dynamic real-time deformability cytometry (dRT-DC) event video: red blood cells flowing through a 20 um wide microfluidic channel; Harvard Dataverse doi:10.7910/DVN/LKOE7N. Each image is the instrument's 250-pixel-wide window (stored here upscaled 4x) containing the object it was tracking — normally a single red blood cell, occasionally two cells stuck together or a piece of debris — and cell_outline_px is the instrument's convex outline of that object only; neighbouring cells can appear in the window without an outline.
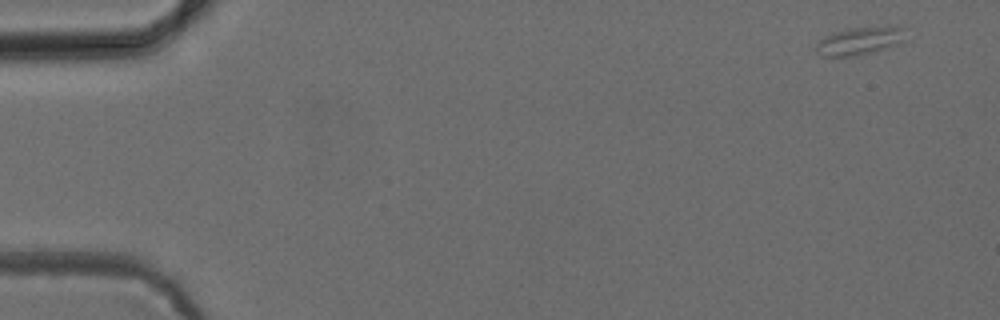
{"species": "common noctule bat (a hibernating species)", "species_latin": "Nyctalus noctula", "temperature_condition": "cold", "stored_images_in_passage": 4, "camera_frame_rate_fps": 3000, "um_per_image_px": 0.085, "animal": {"sex": "female", "body_mass_g": 24.6, "forearm_length_mm": 56.2}, "frame": {"image": 1, "passage_image": 1, "time_ms": 0.0, "image_size_px": [1000, 320], "cell_outline_px": [[904, 40], [884, 48], [868, 52], [848, 56], [824, 56], [816, 52], [812, 48], [824, 36], [836, 32], [852, 28], [888, 24], [904, 28]], "centroid_in_image_um": [73.05, 3.43], "position_along_channel_um": 12.0, "area_um2": 14.39}}
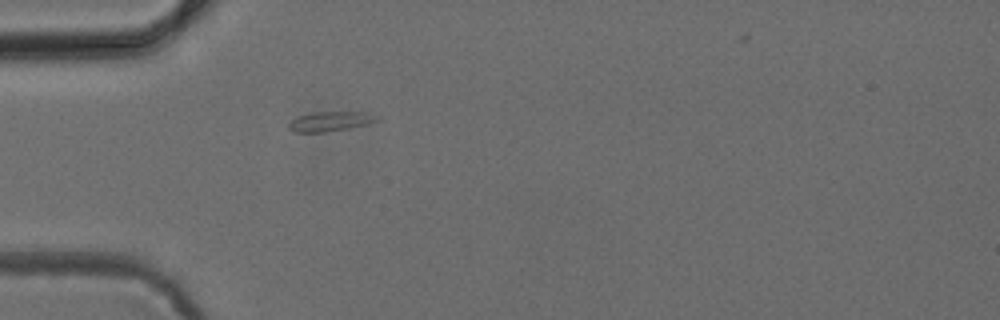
{"frame": {"image": 2, "passage_image": 4, "time_ms": 4.333, "image_size_px": [1000, 320], "cell_outline_px": [[380, 120], [368, 124], [348, 128], [324, 132], [296, 132], [288, 128], [288, 124], [292, 120], [300, 116], [312, 112], [368, 112], [380, 116]], "centroid_in_image_um": [28.14, 10.31], "position_along_channel_um": 56.9, "area_um2": 10.12}}